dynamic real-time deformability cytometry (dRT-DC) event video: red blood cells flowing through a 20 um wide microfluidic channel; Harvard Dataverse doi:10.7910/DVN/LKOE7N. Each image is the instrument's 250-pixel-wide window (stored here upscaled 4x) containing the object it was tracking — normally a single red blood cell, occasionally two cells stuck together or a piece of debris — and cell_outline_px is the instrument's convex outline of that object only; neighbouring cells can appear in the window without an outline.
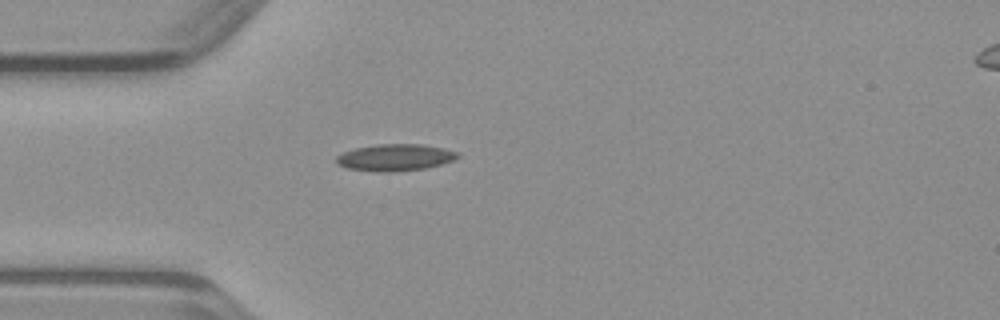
{"species": "common noctule bat (a hibernating species)", "species_latin": "Nyctalus noctula", "temperature_condition": "warm", "stored_images_in_passage": 35, "camera_frame_rate_fps": 3000, "um_per_image_px": 0.085, "animal": {"sex": "male", "body_mass_g": 23.1, "forearm_length_mm": 52.7}, "frame": {"image": 1, "passage_image": 1, "time_ms": 0.0, "image_size_px": [1000, 320], "cell_outline_px": [[460, 156], [456, 160], [424, 168], [396, 172], [376, 172], [348, 168], [336, 164], [336, 156], [344, 152], [356, 148], [376, 144], [420, 144], [444, 148], [460, 152]], "centroid_in_image_um": [33.61, 13.38], "position_along_channel_um": 51.4, "area_um2": 19.07}}
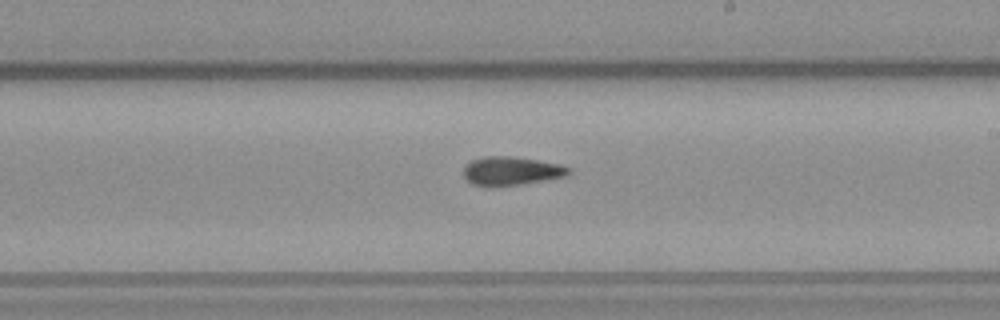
{"frame": {"image": 2, "passage_image": 15, "time_ms": 4.667, "image_size_px": [1000, 320], "cell_outline_px": [[572, 172], [568, 176], [520, 184], [472, 184], [464, 176], [464, 168], [472, 160], [484, 156], [512, 156], [560, 164], [572, 168]], "centroid_in_image_um": [43.54, 14.5], "position_along_channel_um": 245.5, "area_um2": 17.05}}
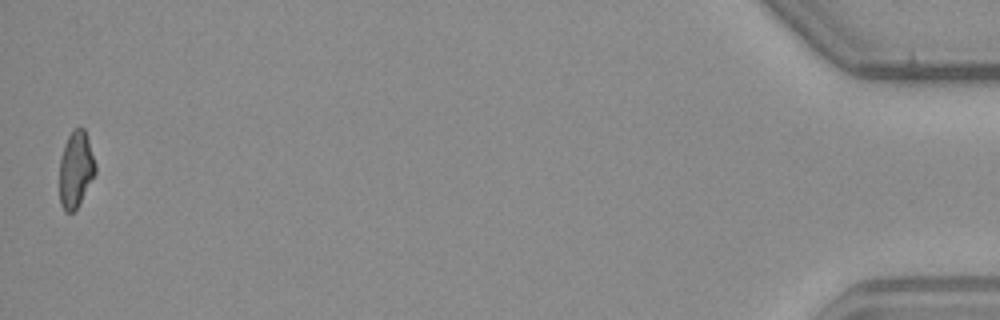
{"frame": {"image": 3, "passage_image": 35, "time_ms": 11.333, "image_size_px": [1000, 320], "cell_outline_px": [[96, 172], [76, 208], [72, 212], [64, 212], [60, 204], [60, 160], [64, 144], [72, 128], [84, 128], [96, 164]], "centroid_in_image_um": [6.43, 14.38], "position_along_channel_um": 428.8, "area_um2": 15.78}}